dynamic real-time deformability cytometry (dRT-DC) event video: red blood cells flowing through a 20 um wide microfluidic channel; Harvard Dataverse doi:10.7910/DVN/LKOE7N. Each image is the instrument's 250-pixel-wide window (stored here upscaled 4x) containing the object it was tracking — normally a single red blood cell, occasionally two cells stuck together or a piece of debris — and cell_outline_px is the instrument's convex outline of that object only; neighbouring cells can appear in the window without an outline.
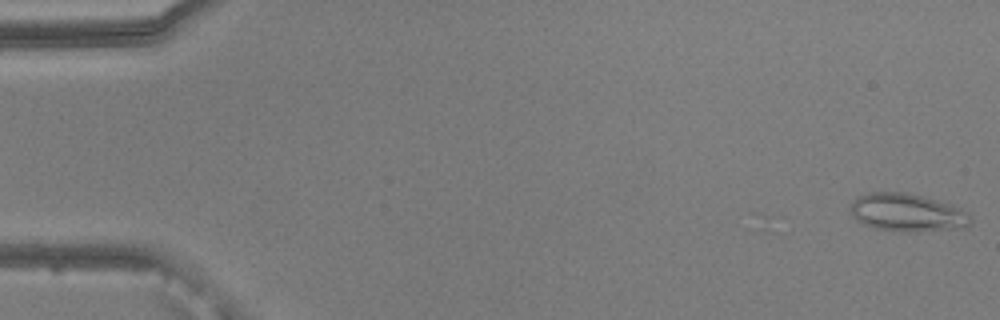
{"species": "common noctule bat (a hibernating species)", "species_latin": "Nyctalus noctula", "temperature_condition": "warm", "stored_images_in_passage": 49, "camera_frame_rate_fps": 3000, "um_per_image_px": 0.085, "animal": {"sex": "male", "body_mass_g": 20.5, "forearm_length_mm": 52.5}, "frame": {"image": 1, "passage_image": 1, "time_ms": 0.0, "image_size_px": [1000, 320], "cell_outline_px": [[972, 224], [964, 228], [908, 232], [876, 228], [864, 224], [856, 220], [852, 216], [848, 208], [852, 200], [856, 196], [872, 192], [908, 192], [936, 200], [960, 208], [968, 212], [972, 216]], "centroid_in_image_um": [77.1, 18.06], "position_along_channel_um": 7.9, "area_um2": 26.82}}
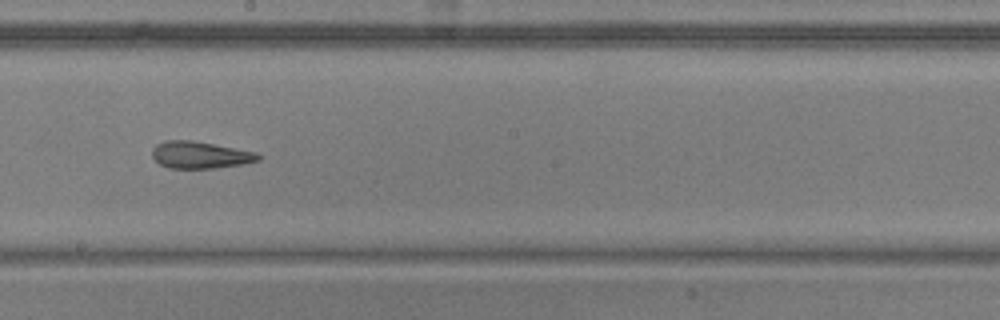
{"frame": {"image": 2, "passage_image": 30, "time_ms": 9.667, "image_size_px": [1000, 320], "cell_outline_px": [[264, 156], [260, 160], [244, 164], [216, 168], [168, 168], [160, 164], [152, 156], [152, 148], [156, 144], [164, 140], [192, 140], [256, 152]], "centroid_in_image_um": [17.03, 13.17], "position_along_channel_um": 231.2, "area_um2": 16.82}}
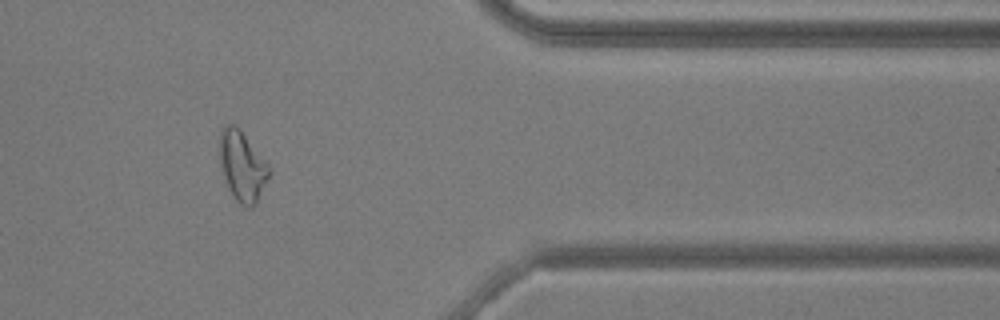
{"frame": {"image": 3, "passage_image": 44, "time_ms": 14.333, "image_size_px": [1000, 320], "cell_outline_px": [[272, 168], [256, 204], [252, 208], [248, 208], [240, 204], [236, 200], [224, 180], [220, 160], [220, 128], [224, 124], [236, 124], [240, 128]], "centroid_in_image_um": [20.6, 14.09], "position_along_channel_um": 390.8, "area_um2": 20.35}, "authors_computed_cell_mechanics": {"area_um2": 19.5364, "velocity_mm_per_s": 3.8424, "shape_relaxation_time_tau1_ms": null, "shape_relaxation_time_tau2_ms": 3.1896, "deformation_change_tau1": null, "deformation_change_tau2": 0.1382}}